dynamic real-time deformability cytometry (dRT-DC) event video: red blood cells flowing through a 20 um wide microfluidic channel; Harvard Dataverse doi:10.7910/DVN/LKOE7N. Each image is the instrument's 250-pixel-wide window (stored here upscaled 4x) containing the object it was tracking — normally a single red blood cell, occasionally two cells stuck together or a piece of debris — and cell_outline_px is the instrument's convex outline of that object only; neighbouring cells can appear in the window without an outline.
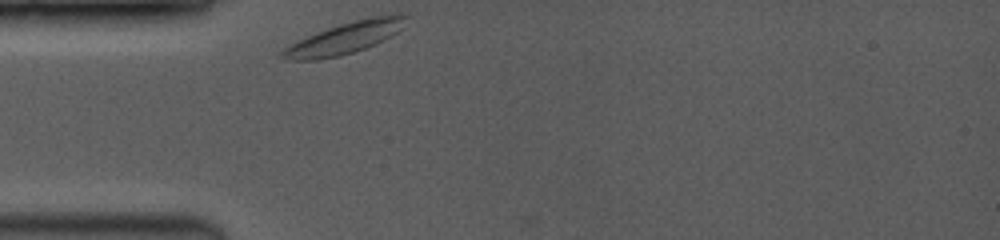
{"species": "common noctule bat (a hibernating species)", "species_latin": "Nyctalus noctula", "temperature_condition": "room temperature", "stored_images_in_passage": 15, "camera_frame_rate_fps": 3500, "um_per_image_px": 0.085, "animal": {"sex": "female", "body_mass_g": 19.0, "forearm_length_mm": 53.3}, "frame": {"image": 1, "passage_image": 1, "time_ms": 0.0, "image_size_px": [1000, 240], "cell_outline_px": [[408, 16], [396, 32], [392, 36], [376, 44], [340, 56], [316, 60], [284, 60], [276, 56], [284, 48], [316, 32], [352, 20], [376, 16], [408, 12]], "centroid_in_image_um": [29.28, 3.24], "position_along_channel_um": 55.7, "area_um2": 22.6}}
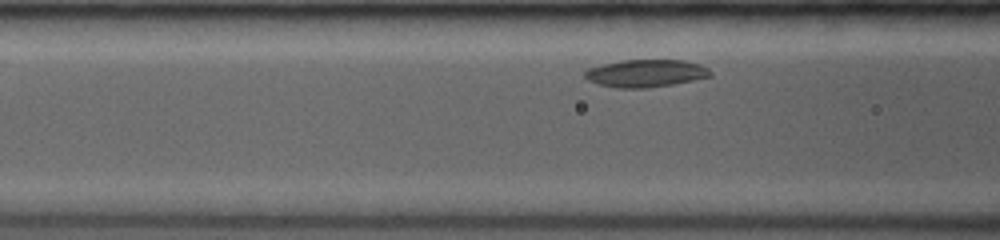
{"frame": {"image": 2, "passage_image": 11, "time_ms": 1.714, "image_size_px": [1000, 240], "cell_outline_px": [[712, 76], [672, 84], [644, 88], [616, 88], [600, 84], [588, 80], [584, 76], [584, 72], [588, 68], [620, 60], [684, 60], [700, 64], [708, 68], [712, 72]], "centroid_in_image_um": [54.89, 6.22], "position_along_channel_um": 111.7, "area_um2": 20.06}}